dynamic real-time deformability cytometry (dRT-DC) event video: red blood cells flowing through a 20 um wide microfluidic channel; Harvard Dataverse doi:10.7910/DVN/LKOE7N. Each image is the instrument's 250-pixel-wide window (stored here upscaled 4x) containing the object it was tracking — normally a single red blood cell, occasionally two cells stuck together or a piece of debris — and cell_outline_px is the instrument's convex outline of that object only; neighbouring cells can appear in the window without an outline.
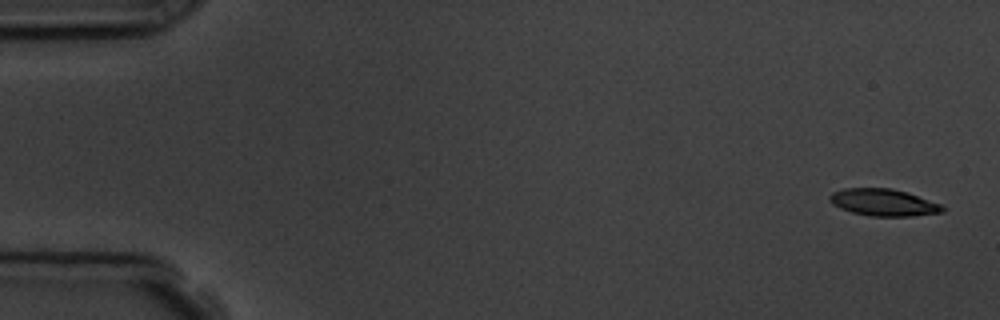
{"species": "common noctule bat (a hibernating species)", "species_latin": "Nyctalus noctula", "temperature_condition": "room temperature", "stored_images_in_passage": 4, "camera_frame_rate_fps": 3000, "um_per_image_px": 0.085, "animal": {"sex": "male", "body_mass_g": 19.5, "forearm_length_mm": 54.6}, "frame": {"image": 1, "passage_image": 1, "time_ms": 0.0, "image_size_px": [1000, 320], "cell_outline_px": [[944, 212], [912, 216], [872, 216], [852, 212], [840, 208], [832, 204], [828, 200], [828, 196], [832, 192], [844, 188], [892, 188], [908, 192], [940, 204], [944, 208]], "centroid_in_image_um": [75.07, 17.2], "position_along_channel_um": 9.9, "area_um2": 17.8}}